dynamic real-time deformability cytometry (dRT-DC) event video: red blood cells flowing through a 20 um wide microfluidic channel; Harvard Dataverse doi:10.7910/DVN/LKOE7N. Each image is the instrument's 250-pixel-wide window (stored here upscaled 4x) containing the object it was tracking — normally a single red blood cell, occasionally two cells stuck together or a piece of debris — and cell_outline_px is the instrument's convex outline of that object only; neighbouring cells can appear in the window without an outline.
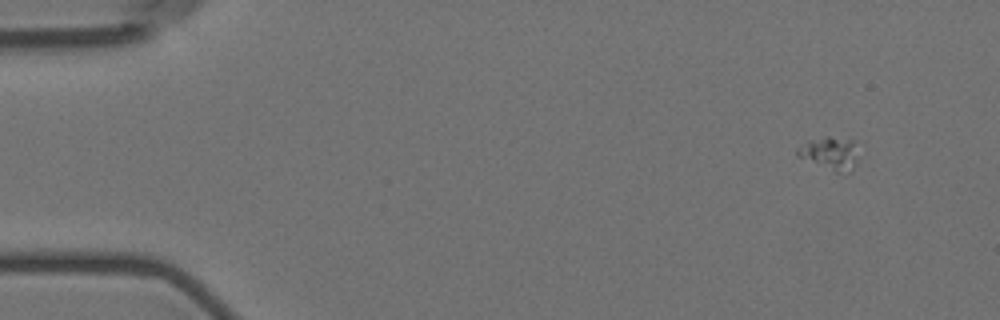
{"species": "Egyptian fruit bat (a non-hibernating species)", "species_latin": "Rousettus aegyptiacus", "temperature_condition": "room temperature", "stored_images_in_passage": 5, "camera_frame_rate_fps": 3000, "um_per_image_px": 0.085, "animal": {"sex": "female"}, "frame": {"image": 1, "passage_image": 1, "time_ms": 0.0, "image_size_px": [1000, 320], "cell_outline_px": [[852, 168], [848, 172], [836, 172], [796, 156], [796, 148], [808, 140], [828, 136], [852, 140]], "centroid_in_image_um": [70.38, 13.01], "position_along_channel_um": 14.6, "area_um2": 10.87}}
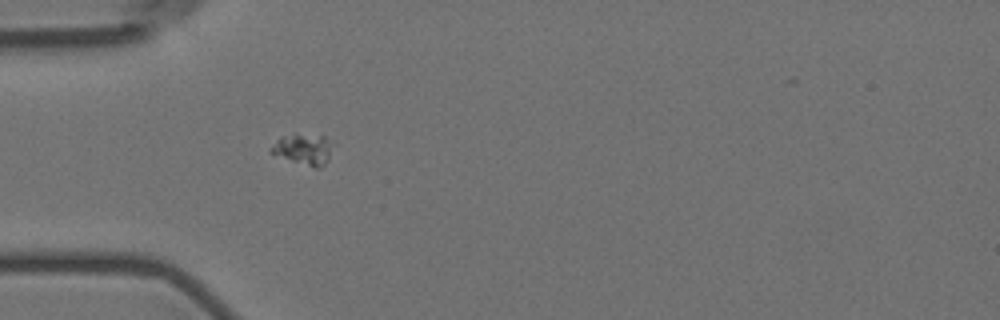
{"frame": {"image": 2, "passage_image": 5, "time_ms": 4.333, "image_size_px": [1000, 320], "cell_outline_px": [[336, 144], [328, 160], [320, 168], [316, 168], [292, 160], [272, 152], [268, 148], [280, 136], [296, 132], [324, 136]], "centroid_in_image_um": [25.86, 12.62], "position_along_channel_um": 59.1, "area_um2": 11.39}}